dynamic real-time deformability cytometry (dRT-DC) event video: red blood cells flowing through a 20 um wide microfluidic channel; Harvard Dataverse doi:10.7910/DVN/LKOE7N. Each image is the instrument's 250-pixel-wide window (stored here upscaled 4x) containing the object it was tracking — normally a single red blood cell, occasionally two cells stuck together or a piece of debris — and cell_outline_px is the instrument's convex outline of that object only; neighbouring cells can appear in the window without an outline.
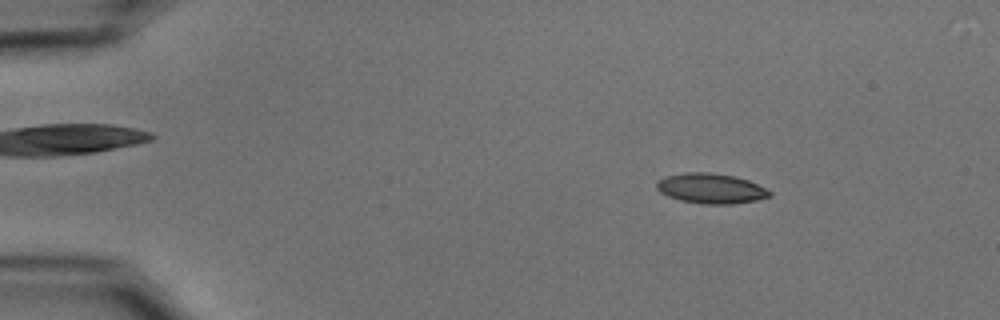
{"species": "common noctule bat (a hibernating species)", "species_latin": "Nyctalus noctula", "temperature_condition": "cold", "stored_images_in_passage": 49, "camera_frame_rate_fps": 3000, "um_per_image_px": 0.085, "animal": {"sex": "male", "body_mass_g": 15.6}, "frame": {"image": 1, "passage_image": 3, "time_ms": 0.667, "image_size_px": [1000, 320], "cell_outline_px": [[772, 196], [756, 200], [732, 204], [704, 204], [680, 200], [668, 196], [660, 192], [656, 188], [656, 180], [664, 176], [684, 172], [708, 172], [732, 176], [748, 180], [772, 192]], "centroid_in_image_um": [60.38, 16.01], "position_along_channel_um": 24.6, "area_um2": 19.83}}
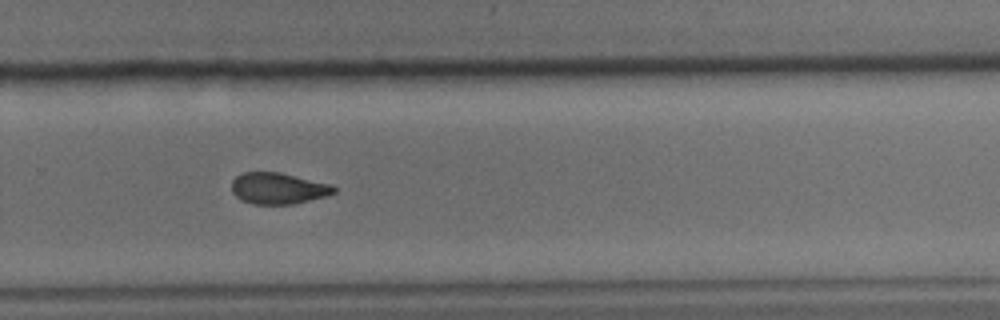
{"frame": {"image": 2, "passage_image": 32, "time_ms": 10.333, "image_size_px": [1000, 320], "cell_outline_px": [[336, 192], [328, 196], [292, 204], [252, 204], [240, 200], [232, 192], [232, 180], [236, 176], [244, 172], [280, 172], [332, 184], [336, 188]], "centroid_in_image_um": [23.66, 16.01], "position_along_channel_um": 306.1, "area_um2": 18.84}}
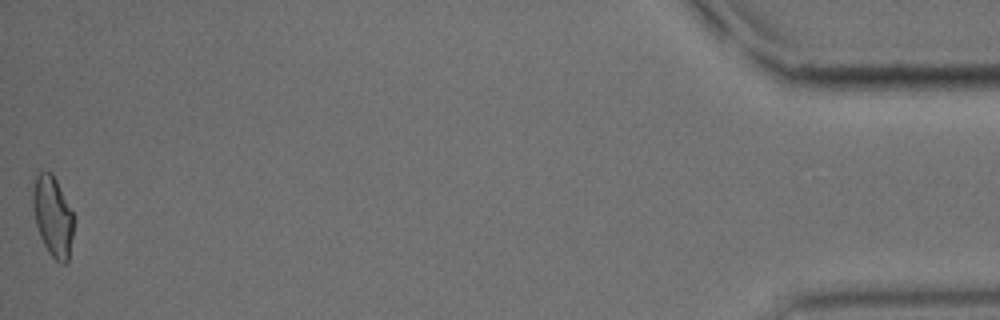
{"frame": {"image": 3, "passage_image": 49, "time_ms": 16.0, "image_size_px": [1000, 320], "cell_outline_px": [[76, 216], [68, 260], [64, 264], [60, 264], [48, 252], [40, 236], [36, 224], [32, 204], [32, 192], [36, 176], [40, 172], [52, 172]], "centroid_in_image_um": [4.52, 18.39], "position_along_channel_um": 430.7, "area_um2": 19.36}, "authors_computed_cell_mechanics": {"area_um2": 19.363, "velocity_mm_per_s": 3.7373, "shape_relaxation_time_tau1_ms": 9.817, "shape_relaxation_time_tau2_ms": 3.928, "deformation_change_tau1": 0.1865, "deformation_change_tau2": 0.0985}}